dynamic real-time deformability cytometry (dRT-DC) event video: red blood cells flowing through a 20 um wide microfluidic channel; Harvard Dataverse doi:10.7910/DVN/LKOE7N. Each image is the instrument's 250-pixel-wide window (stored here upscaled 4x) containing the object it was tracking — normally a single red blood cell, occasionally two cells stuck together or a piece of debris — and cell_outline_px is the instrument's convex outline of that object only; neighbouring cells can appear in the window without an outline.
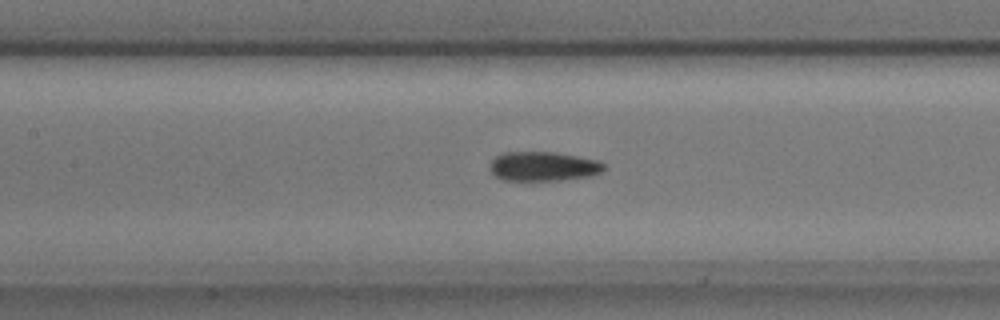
{"species": "common noctule bat (a hibernating species)", "species_latin": "Nyctalus noctula", "temperature_condition": "cold", "stored_images_in_passage": 38, "camera_frame_rate_fps": 3000, "um_per_image_px": 0.085, "animal": {"sex": "male", "body_mass_g": 17.9, "forearm_length_mm": 54.2}, "frame": {"image": 1, "passage_image": 8, "time_ms": 2.333, "image_size_px": [1000, 320], "cell_outline_px": [[608, 168], [604, 172], [592, 176], [560, 180], [504, 180], [496, 176], [488, 168], [492, 160], [496, 156], [504, 152], [556, 152], [600, 160]], "centroid_in_image_um": [46.25, 14.13], "position_along_channel_um": 161.2, "area_um2": 19.83}}
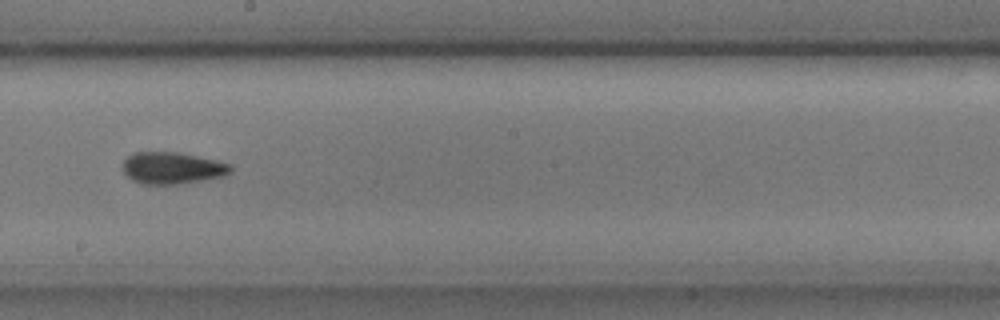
{"frame": {"image": 2, "passage_image": 14, "time_ms": 4.333, "image_size_px": [1000, 320], "cell_outline_px": [[232, 172], [224, 176], [176, 184], [140, 184], [132, 180], [124, 172], [124, 160], [128, 156], [136, 152], [176, 152], [216, 160], [232, 164]], "centroid_in_image_um": [14.66, 14.28], "position_along_channel_um": 233.5, "area_um2": 19.83}}
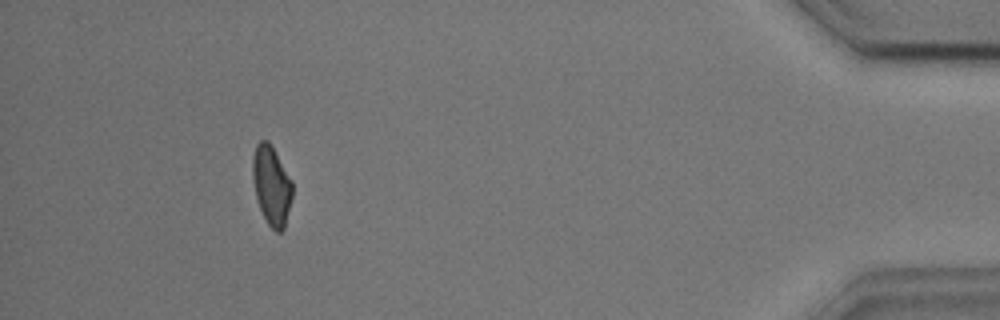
{"frame": {"image": 3, "passage_image": 34, "time_ms": 11.0, "image_size_px": [1000, 320], "cell_outline_px": [[292, 196], [284, 228], [280, 232], [276, 232], [268, 224], [260, 208], [256, 196], [252, 176], [252, 156], [256, 144], [260, 140], [268, 140], [292, 180]], "centroid_in_image_um": [23.07, 15.74], "position_along_channel_um": 412.1, "area_um2": 18.21}}